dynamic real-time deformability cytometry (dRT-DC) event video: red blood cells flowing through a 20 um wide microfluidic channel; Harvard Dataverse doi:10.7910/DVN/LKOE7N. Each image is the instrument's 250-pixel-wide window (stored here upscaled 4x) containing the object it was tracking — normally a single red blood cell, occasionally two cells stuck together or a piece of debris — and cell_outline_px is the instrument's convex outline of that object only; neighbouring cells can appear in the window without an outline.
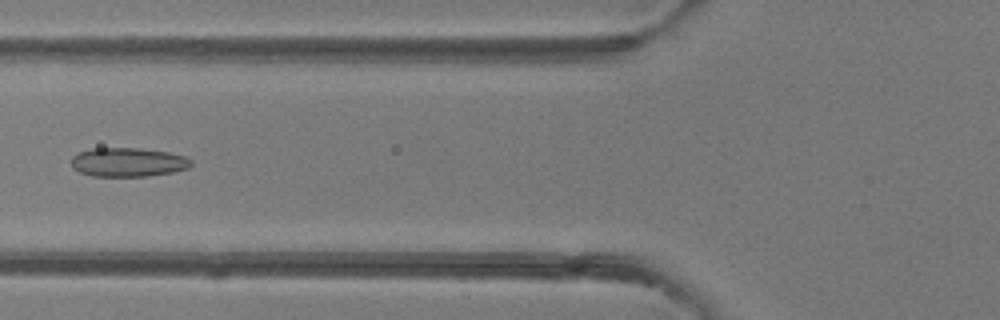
{"species": "common noctule bat (a hibernating species)", "species_latin": "Nyctalus noctula", "temperature_condition": "room temperature", "stored_images_in_passage": 5, "camera_frame_rate_fps": 3000, "um_per_image_px": 0.085, "animal": {"sex": "female"}, "frame": {"image": 1, "passage_image": 4, "time_ms": 4.333, "image_size_px": [1000, 320], "cell_outline_px": [[192, 164], [188, 168], [172, 172], [148, 176], [92, 176], [80, 172], [72, 168], [72, 156], [80, 152], [92, 148], [136, 148], [168, 152], [184, 156], [192, 160]], "centroid_in_image_um": [10.88, 13.79], "position_along_channel_um": 114.9, "area_um2": 20.17}}
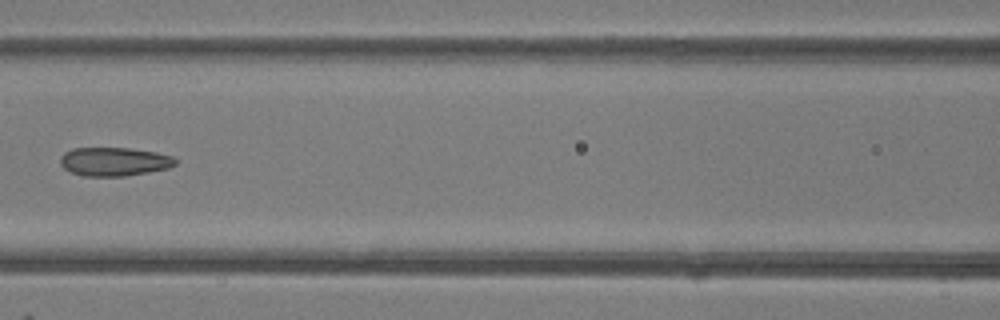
{"frame": {"image": 2, "passage_image": 5, "time_ms": 5.333, "image_size_px": [1000, 320], "cell_outline_px": [[176, 164], [168, 168], [148, 172], [124, 176], [84, 176], [72, 172], [64, 168], [60, 164], [60, 156], [64, 152], [72, 148], [128, 148], [156, 152], [172, 156], [176, 160]], "centroid_in_image_um": [9.68, 13.73], "position_along_channel_um": 156.9, "area_um2": 19.19}}